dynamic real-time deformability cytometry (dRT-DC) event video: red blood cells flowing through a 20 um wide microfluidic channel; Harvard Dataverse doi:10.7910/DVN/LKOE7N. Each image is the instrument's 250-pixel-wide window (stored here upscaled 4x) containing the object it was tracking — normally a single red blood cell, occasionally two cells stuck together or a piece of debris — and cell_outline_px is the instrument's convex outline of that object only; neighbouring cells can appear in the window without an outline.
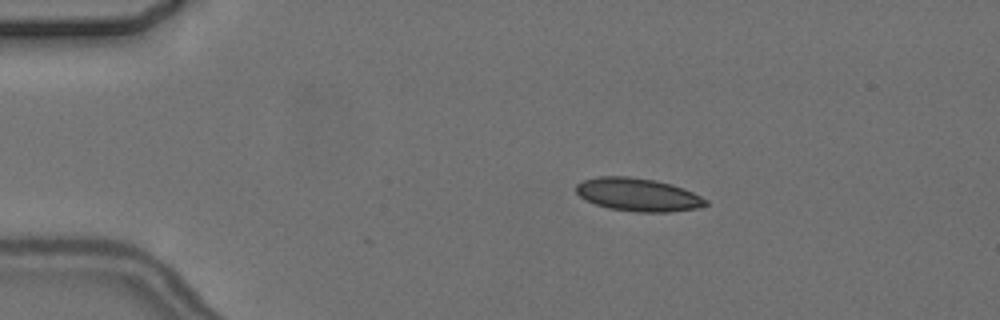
{"species": "common noctule bat (a hibernating species)", "species_latin": "Nyctalus noctula", "temperature_condition": "cold", "stored_images_in_passage": 6, "camera_frame_rate_fps": 3000, "um_per_image_px": 0.085, "animal": {"sex": "female", "body_mass_g": 24.6, "forearm_length_mm": 56.2}, "frame": {"image": 1, "passage_image": 3, "time_ms": 2.667, "image_size_px": [1000, 320], "cell_outline_px": [[708, 204], [700, 208], [668, 212], [636, 212], [608, 208], [584, 200], [576, 192], [576, 184], [584, 180], [596, 176], [628, 176], [656, 180], [672, 184], [684, 188], [708, 200]], "centroid_in_image_um": [54.23, 16.54], "position_along_channel_um": 30.8, "area_um2": 25.2}}
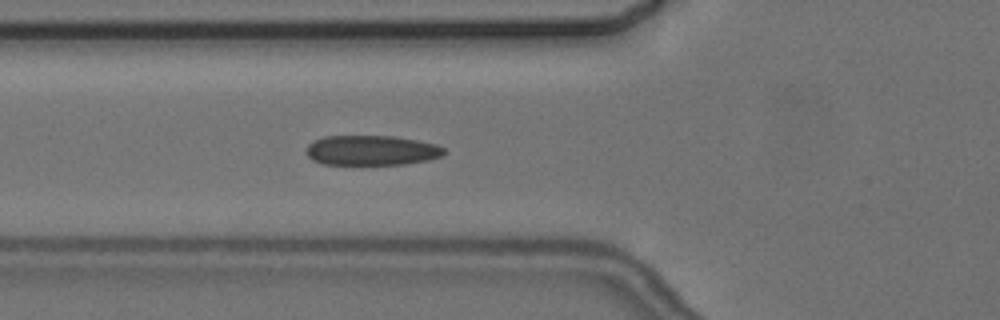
{"frame": {"image": 2, "passage_image": 6, "time_ms": 6.0, "image_size_px": [1000, 320], "cell_outline_px": [[444, 152], [440, 156], [428, 160], [404, 164], [324, 164], [312, 160], [304, 152], [308, 144], [312, 140], [324, 136], [396, 136], [436, 144], [444, 148]], "centroid_in_image_um": [31.52, 12.77], "position_along_channel_um": 94.3, "area_um2": 24.1}}